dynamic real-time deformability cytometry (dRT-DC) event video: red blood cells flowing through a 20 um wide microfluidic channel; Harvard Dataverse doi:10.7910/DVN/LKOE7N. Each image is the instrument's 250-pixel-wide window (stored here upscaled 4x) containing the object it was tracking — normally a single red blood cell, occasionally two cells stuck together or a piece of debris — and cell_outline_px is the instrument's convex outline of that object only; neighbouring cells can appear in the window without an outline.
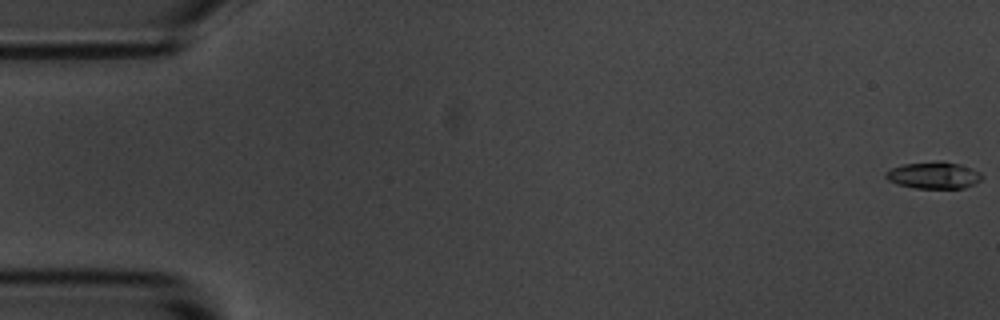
{"species": "common noctule bat (a hibernating species)", "species_latin": "Nyctalus noctula", "temperature_condition": "room temperature", "stored_images_in_passage": 55, "camera_frame_rate_fps": 3000, "um_per_image_px": 0.085, "animal": {"sex": "male", "body_mass_g": 20.1, "forearm_length_mm": 53.5}, "frame": {"image": 1, "passage_image": 1, "time_ms": 0.0, "image_size_px": [1000, 320], "cell_outline_px": [[984, 176], [976, 184], [964, 188], [916, 188], [896, 184], [888, 180], [884, 176], [884, 172], [892, 168], [904, 164], [936, 160], [940, 160], [960, 164], [972, 168], [980, 172]], "centroid_in_image_um": [79.38, 14.89], "position_along_channel_um": 5.6, "area_um2": 15.32}}
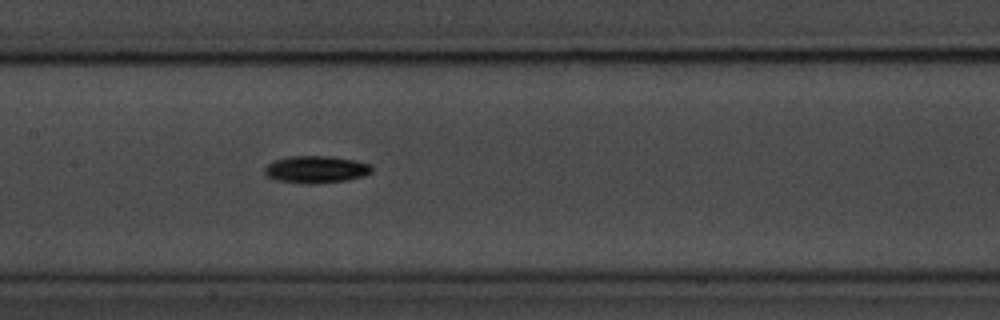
{"frame": {"image": 2, "passage_image": 27, "time_ms": 8.667, "image_size_px": [1000, 320], "cell_outline_px": [[372, 172], [364, 176], [348, 180], [312, 184], [308, 184], [276, 180], [268, 176], [264, 172], [264, 168], [268, 164], [276, 160], [288, 156], [332, 156], [356, 160], [372, 164]], "centroid_in_image_um": [26.91, 14.4], "position_along_channel_um": 180.5, "area_um2": 17.11}}
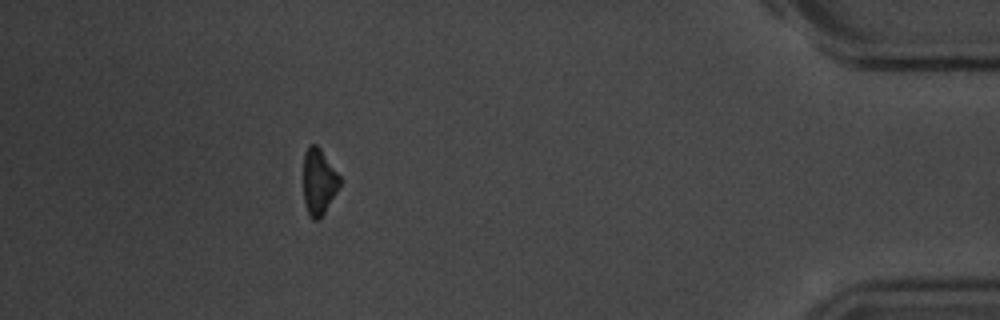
{"frame": {"image": 3, "passage_image": 50, "time_ms": 16.333, "image_size_px": [1000, 320], "cell_outline_px": [[340, 188], [324, 212], [316, 220], [312, 220], [308, 216], [304, 200], [304, 152], [308, 144], [316, 144], [320, 148], [340, 176]], "centroid_in_image_um": [27.09, 15.43], "position_along_channel_um": 408.1, "area_um2": 14.05}, "authors_computed_cell_mechanics": {"area_um2": 15.2014, "velocity_mm_per_s": 3.6767, "shape_relaxation_time_tau1_ms": 1.4378, "shape_relaxation_time_tau2_ms": null, "deformation_change_tau1": 0.1085, "deformation_change_tau2": null}}